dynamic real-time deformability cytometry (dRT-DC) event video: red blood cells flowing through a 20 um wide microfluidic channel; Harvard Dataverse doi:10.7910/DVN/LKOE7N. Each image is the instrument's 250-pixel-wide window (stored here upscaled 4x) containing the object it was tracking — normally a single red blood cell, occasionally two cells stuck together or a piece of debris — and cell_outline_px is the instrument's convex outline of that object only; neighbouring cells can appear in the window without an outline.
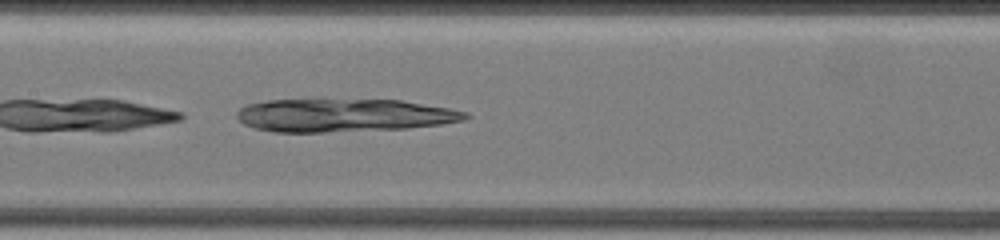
{"species": "common noctule bat (a hibernating species)", "species_latin": "Nyctalus noctula", "temperature_condition": "warm", "stored_images_in_passage": 20, "camera_frame_rate_fps": 3000, "um_per_image_px": 0.085, "animal": {"sex": "female", "body_mass_g": 19.5, "forearm_length_mm": 54.1}, "frame": {"image": 1, "passage_image": 9, "time_ms": 3.667, "image_size_px": [1000, 240], "cell_outline_px": [[472, 116], [464, 120], [440, 124], [408, 128], [324, 132], [272, 132], [256, 128], [244, 124], [236, 116], [236, 112], [240, 108], [248, 104], [268, 100], [400, 100], [448, 108], [468, 112]], "centroid_in_image_um": [29.23, 9.8], "position_along_channel_um": 178.2, "area_um2": 43.81}}